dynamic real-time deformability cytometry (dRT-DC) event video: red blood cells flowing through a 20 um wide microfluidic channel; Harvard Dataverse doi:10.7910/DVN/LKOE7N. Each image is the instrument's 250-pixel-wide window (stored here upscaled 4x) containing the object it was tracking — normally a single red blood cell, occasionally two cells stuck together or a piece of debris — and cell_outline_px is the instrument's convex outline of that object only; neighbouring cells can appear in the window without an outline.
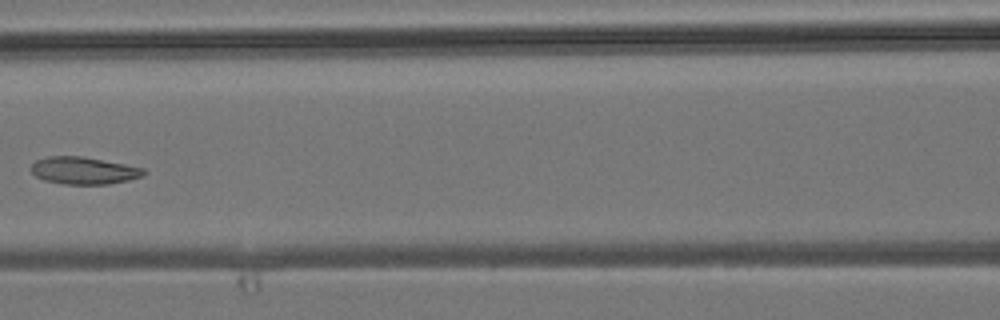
{"species": "common noctule bat (a hibernating species)", "species_latin": "Nyctalus noctula", "temperature_condition": "room temperature", "stored_images_in_passage": 5, "camera_frame_rate_fps": 3000, "um_per_image_px": 0.085, "animal": {"sex": "male", "body_mass_g": 19.2, "forearm_length_mm": 51.8}, "frame": {"image": 1, "passage_image": 5, "time_ms": 4.667, "image_size_px": [1000, 320], "cell_outline_px": [[148, 172], [144, 176], [128, 180], [108, 184], [64, 184], [44, 180], [36, 176], [32, 172], [32, 164], [36, 160], [48, 156], [84, 156], [144, 168]], "centroid_in_image_um": [7.15, 14.49], "position_along_channel_um": 159.5, "area_um2": 17.92}}